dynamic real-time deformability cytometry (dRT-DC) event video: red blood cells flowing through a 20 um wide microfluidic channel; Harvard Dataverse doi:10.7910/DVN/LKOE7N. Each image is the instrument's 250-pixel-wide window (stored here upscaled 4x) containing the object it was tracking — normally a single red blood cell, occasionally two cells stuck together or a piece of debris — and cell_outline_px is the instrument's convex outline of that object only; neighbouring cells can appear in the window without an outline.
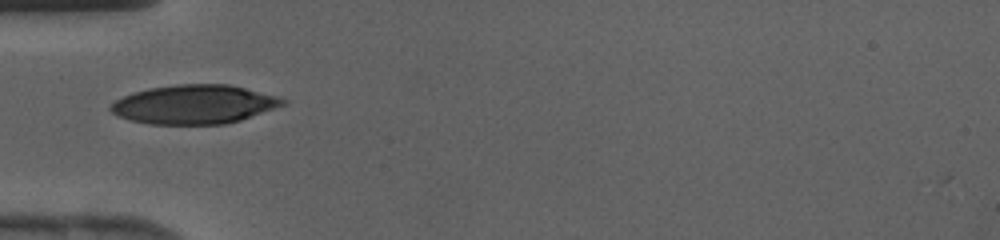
{"species": "human", "species_latin": "Homo sapiens", "temperature_condition": "cold", "stored_images_in_passage": 29, "camera_frame_rate_fps": 3000, "um_per_image_px": 0.085, "donor": {"sex": "female"}, "frame": {"image": 1, "passage_image": 1, "time_ms": 0.0, "image_size_px": [1000, 240], "cell_outline_px": [[288, 104], [240, 120], [224, 124], [148, 124], [128, 120], [112, 112], [108, 108], [116, 100], [124, 96], [148, 88], [176, 84], [228, 84], [280, 96], [288, 100]], "centroid_in_image_um": [16.56, 8.87], "position_along_channel_um": 68.4, "area_um2": 39.19}}
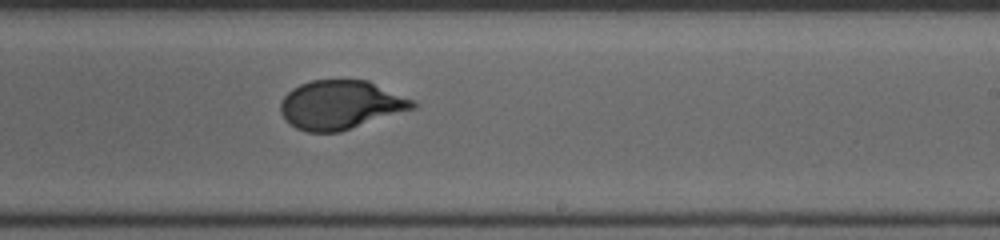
{"frame": {"image": 2, "passage_image": 13, "time_ms": 4.0, "image_size_px": [1000, 240], "cell_outline_px": [[420, 104], [416, 108], [340, 132], [308, 132], [296, 128], [288, 124], [284, 120], [280, 112], [280, 104], [284, 96], [292, 88], [300, 84], [312, 80], [368, 80], [416, 100]], "centroid_in_image_um": [28.98, 8.91], "position_along_channel_um": 260.0, "area_um2": 38.09}}
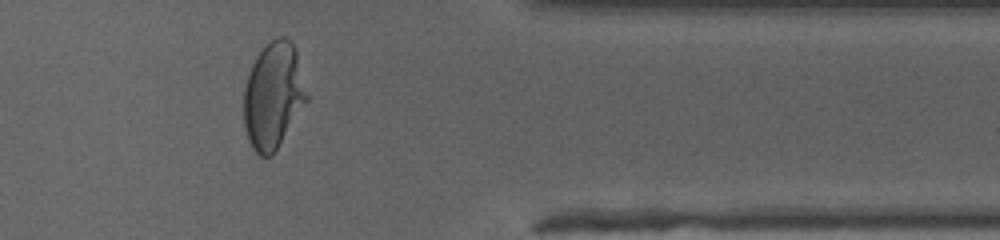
{"frame": {"image": 3, "passage_image": 22, "time_ms": 7.0, "image_size_px": [1000, 240], "cell_outline_px": [[308, 100], [272, 156], [260, 156], [252, 148], [248, 140], [244, 124], [244, 88], [252, 64], [256, 56], [276, 36], [284, 36], [292, 44], [296, 52], [308, 96]], "centroid_in_image_um": [23.22, 8.15], "position_along_channel_um": 388.2, "area_um2": 38.61}}